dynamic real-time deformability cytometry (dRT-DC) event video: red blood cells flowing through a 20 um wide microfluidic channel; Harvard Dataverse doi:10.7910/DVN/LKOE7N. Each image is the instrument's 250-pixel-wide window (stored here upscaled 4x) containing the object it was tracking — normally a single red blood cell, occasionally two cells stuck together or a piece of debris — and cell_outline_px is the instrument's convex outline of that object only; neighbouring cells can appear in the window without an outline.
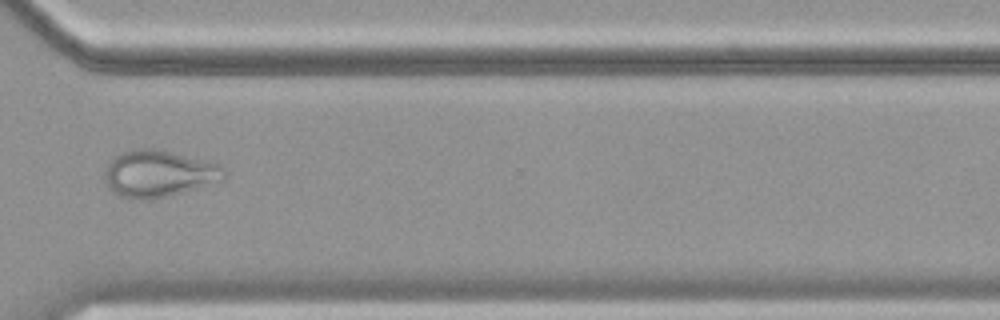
{"species": "common noctule bat (a hibernating species)", "species_latin": "Nyctalus noctula", "temperature_condition": "cold", "stored_images_in_passage": 56, "camera_frame_rate_fps": 3000, "um_per_image_px": 0.085, "animal": {"sex": "female", "body_mass_g": 19.9}, "frame": {"image": 1, "passage_image": 42, "time_ms": 13.667, "image_size_px": [1000, 320], "cell_outline_px": [[228, 172], [224, 180], [196, 188], [164, 196], [144, 200], [120, 196], [108, 188], [104, 176], [104, 172], [112, 156], [120, 152], [136, 148], [156, 148], [220, 164]], "centroid_in_image_um": [13.48, 14.73], "position_along_channel_um": 357.1, "area_um2": 32.6}}
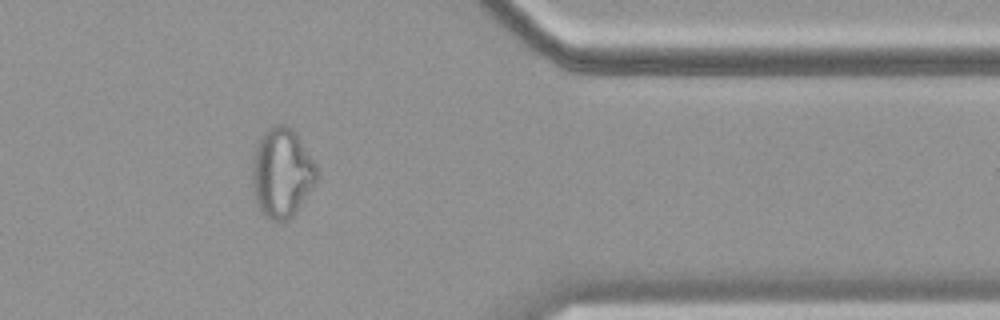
{"frame": {"image": 2, "passage_image": 46, "time_ms": 15.0, "image_size_px": [1000, 320], "cell_outline_px": [[316, 184], [292, 216], [288, 220], [268, 220], [264, 216], [256, 204], [252, 184], [252, 164], [256, 148], [260, 136], [272, 124], [288, 124], [292, 128], [316, 164]], "centroid_in_image_um": [23.94, 14.69], "position_along_channel_um": 387.5, "area_um2": 33.64}}